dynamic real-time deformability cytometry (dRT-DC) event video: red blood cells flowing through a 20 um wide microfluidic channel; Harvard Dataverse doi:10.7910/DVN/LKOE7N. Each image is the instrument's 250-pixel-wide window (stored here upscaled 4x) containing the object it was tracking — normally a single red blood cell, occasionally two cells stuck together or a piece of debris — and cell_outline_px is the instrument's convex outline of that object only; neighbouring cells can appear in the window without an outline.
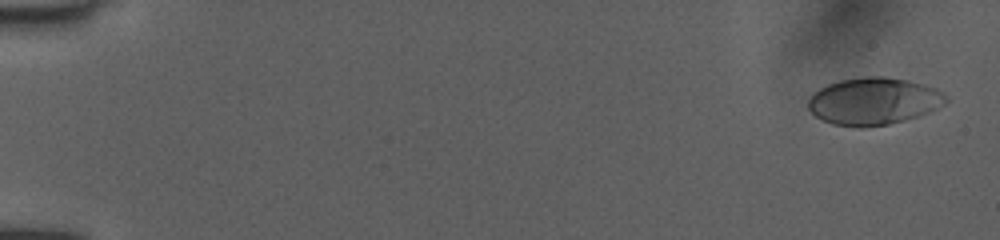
{"species": "human", "species_latin": "Homo sapiens", "temperature_condition": "room temperature", "stored_images_in_passage": 52, "camera_frame_rate_fps": 3000, "um_per_image_px": 0.085, "donor": {"sex": "female"}, "frame": {"image": 1, "passage_image": 2, "time_ms": 0.333, "image_size_px": [1000, 240], "cell_outline_px": [[948, 100], [944, 104], [920, 116], [888, 124], [864, 128], [860, 128], [832, 124], [816, 116], [808, 108], [808, 100], [820, 88], [828, 84], [840, 80], [864, 76], [884, 76], [908, 80], [924, 84], [936, 88], [948, 96]], "centroid_in_image_um": [74.29, 8.6], "position_along_channel_um": 10.7, "area_um2": 37.97}}
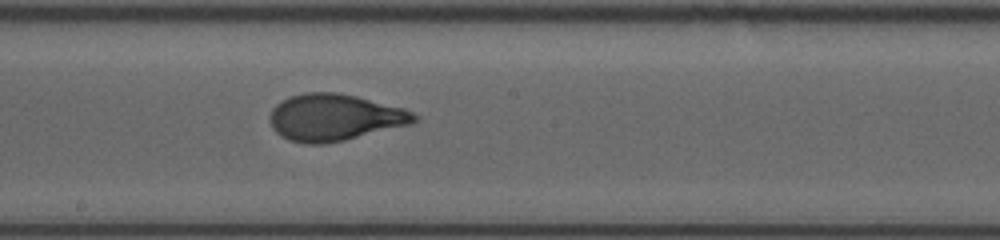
{"frame": {"image": 2, "passage_image": 30, "time_ms": 9.667, "image_size_px": [1000, 240], "cell_outline_px": [[420, 120], [412, 124], [344, 140], [324, 144], [304, 144], [288, 140], [280, 136], [272, 128], [268, 120], [272, 108], [276, 104], [288, 96], [304, 92], [336, 92], [356, 96], [404, 108], [420, 116]], "centroid_in_image_um": [28.42, 9.98], "position_along_channel_um": 219.8, "area_um2": 39.77}}
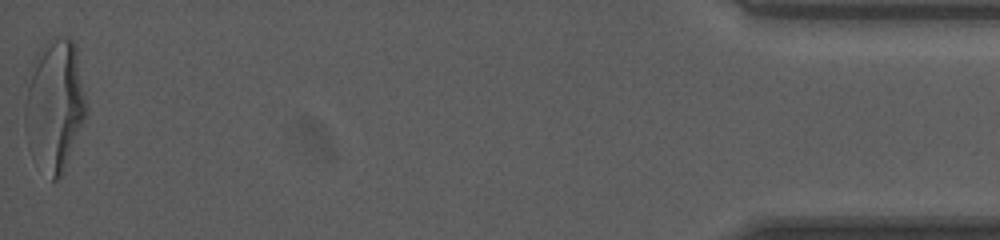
{"frame": {"image": 3, "passage_image": 52, "time_ms": 17.0, "image_size_px": [1000, 240], "cell_outline_px": [[88, 116], [64, 172], [56, 180], [52, 180], [28, 148], [24, 128], [24, 104], [28, 68], [36, 52], [52, 36], [72, 40], [76, 44], [88, 108]], "centroid_in_image_um": [4.65, 8.91], "position_along_channel_um": 430.6, "area_um2": 48.44}, "authors_computed_cell_mechanics": {"area_um2": 38.437, "velocity_mm_per_s": 4.047, "shape_relaxation_time_tau1_ms": 5.0086, "shape_relaxation_time_tau2_ms": null, "deformation_change_tau1": 0.2346, "deformation_change_tau2": null}}